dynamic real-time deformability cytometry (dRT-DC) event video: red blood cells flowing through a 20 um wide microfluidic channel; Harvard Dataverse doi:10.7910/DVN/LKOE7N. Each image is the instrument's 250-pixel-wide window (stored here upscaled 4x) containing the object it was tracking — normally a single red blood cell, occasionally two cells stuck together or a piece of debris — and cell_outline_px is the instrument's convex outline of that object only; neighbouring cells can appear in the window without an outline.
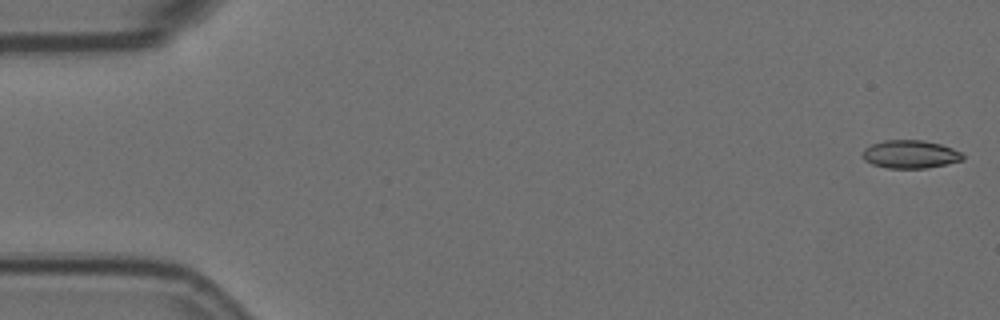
{"species": "Egyptian fruit bat (a non-hibernating species)", "species_latin": "Rousettus aegyptiacus", "temperature_condition": "room temperature", "stored_images_in_passage": 8, "camera_frame_rate_fps": 3000, "um_per_image_px": 0.085, "animal": {"sex": "female"}, "frame": {"image": 1, "passage_image": 1, "time_ms": 0.0, "image_size_px": [1000, 320], "cell_outline_px": [[964, 160], [924, 168], [888, 168], [872, 164], [864, 160], [860, 156], [860, 152], [864, 148], [872, 144], [884, 140], [924, 140], [940, 144], [952, 148], [960, 152], [964, 156]], "centroid_in_image_um": [77.31, 13.1], "position_along_channel_um": 7.7, "area_um2": 16.47}}
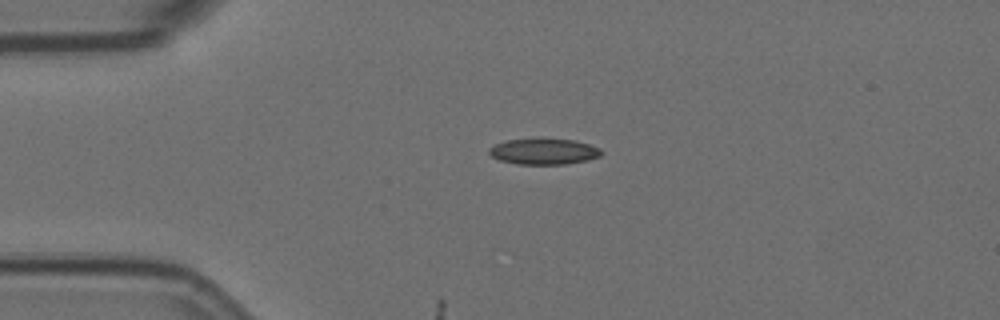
{"frame": {"image": 2, "passage_image": 4, "time_ms": 1.0, "image_size_px": [1000, 320], "cell_outline_px": [[604, 152], [600, 156], [588, 160], [564, 164], [516, 164], [500, 160], [492, 156], [488, 152], [488, 148], [504, 140], [540, 136], [576, 140], [600, 148]], "centroid_in_image_um": [46.22, 12.83], "position_along_channel_um": 38.8, "area_um2": 17.69}}